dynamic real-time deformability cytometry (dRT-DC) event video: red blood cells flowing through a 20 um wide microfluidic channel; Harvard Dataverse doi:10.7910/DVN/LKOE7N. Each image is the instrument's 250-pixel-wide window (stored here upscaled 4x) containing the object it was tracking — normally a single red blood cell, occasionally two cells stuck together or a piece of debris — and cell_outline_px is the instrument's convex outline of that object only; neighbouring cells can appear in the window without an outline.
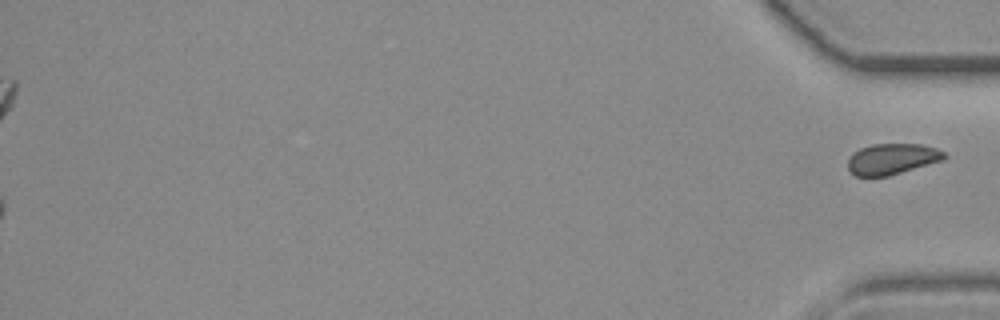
{"species": "common noctule bat (a hibernating species)", "species_latin": "Nyctalus noctula", "temperature_condition": "room temperature", "stored_images_in_passage": 38, "camera_frame_rate_fps": 3000, "um_per_image_px": 0.085, "animal": {"sex": "female", "body_mass_g": 19.3, "forearm_length_mm": 54.1}, "frame": {"image": 1, "passage_image": 38, "time_ms": 12.333, "image_size_px": [1000, 320], "cell_outline_px": [[948, 156], [944, 160], [888, 176], [856, 176], [848, 168], [848, 160], [852, 152], [860, 148], [872, 144], [920, 144], [936, 148], [944, 152]], "centroid_in_image_um": [75.83, 13.5], "position_along_channel_um": 359.4, "area_um2": 17.4}}